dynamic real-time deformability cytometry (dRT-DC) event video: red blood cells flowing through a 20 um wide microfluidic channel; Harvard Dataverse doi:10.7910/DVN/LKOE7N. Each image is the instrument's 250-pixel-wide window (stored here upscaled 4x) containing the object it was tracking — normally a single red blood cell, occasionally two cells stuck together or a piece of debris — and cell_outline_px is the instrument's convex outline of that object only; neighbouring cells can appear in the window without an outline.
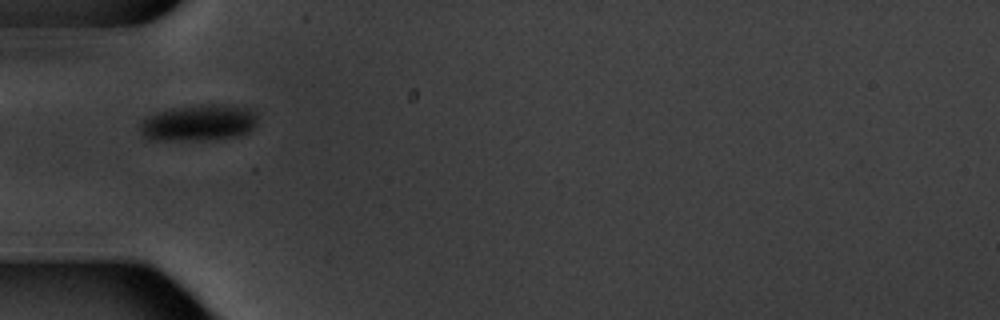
{"species": "common noctule bat (a hibernating species)", "species_latin": "Nyctalus noctula", "temperature_condition": "warm", "stored_images_in_passage": 15, "camera_frame_rate_fps": 3000, "um_per_image_px": 0.085, "animal": {"sex": "male", "body_mass_g": 20.1, "forearm_length_mm": 53.5}, "frame": {"image": 1, "passage_image": 7, "time_ms": 8.0, "image_size_px": [1000, 320], "cell_outline_px": [[256, 124], [248, 132], [240, 136], [212, 140], [148, 140], [144, 136], [140, 128], [140, 124], [148, 116], [156, 112], [172, 108], [208, 104], [232, 104], [256, 108]], "centroid_in_image_um": [16.96, 10.43], "position_along_channel_um": 68.0, "area_um2": 25.37}, "authors_computed_cell_mechanics": {"area_um2": 28.8422, "velocity_mm_per_s": 3.4371, "shape_relaxation_time_tau1_ms": 1.4614, "shape_relaxation_time_tau2_ms": null, "deformation_change_tau1": 0.0681, "deformation_change_tau2": null}}